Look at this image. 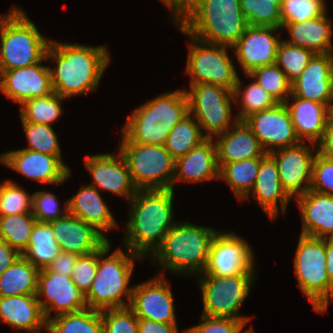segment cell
Instances as JSON below:
<instances>
[{"label":"cell","instance_id":"obj_17","mask_svg":"<svg viewBox=\"0 0 333 333\" xmlns=\"http://www.w3.org/2000/svg\"><path fill=\"white\" fill-rule=\"evenodd\" d=\"M62 157L23 148L1 154L0 163L44 185H59L71 176V170Z\"/></svg>","mask_w":333,"mask_h":333},{"label":"cell","instance_id":"obj_27","mask_svg":"<svg viewBox=\"0 0 333 333\" xmlns=\"http://www.w3.org/2000/svg\"><path fill=\"white\" fill-rule=\"evenodd\" d=\"M232 128L218 135L215 141L219 169L226 163L265 157L268 154L244 121L238 120Z\"/></svg>","mask_w":333,"mask_h":333},{"label":"cell","instance_id":"obj_40","mask_svg":"<svg viewBox=\"0 0 333 333\" xmlns=\"http://www.w3.org/2000/svg\"><path fill=\"white\" fill-rule=\"evenodd\" d=\"M263 87L277 103H285L291 95V83L276 64L261 66L245 74Z\"/></svg>","mask_w":333,"mask_h":333},{"label":"cell","instance_id":"obj_50","mask_svg":"<svg viewBox=\"0 0 333 333\" xmlns=\"http://www.w3.org/2000/svg\"><path fill=\"white\" fill-rule=\"evenodd\" d=\"M310 190L333 196V161L317 153L313 162Z\"/></svg>","mask_w":333,"mask_h":333},{"label":"cell","instance_id":"obj_23","mask_svg":"<svg viewBox=\"0 0 333 333\" xmlns=\"http://www.w3.org/2000/svg\"><path fill=\"white\" fill-rule=\"evenodd\" d=\"M41 63L4 71L0 91L19 105L31 98L52 94L54 90L49 66Z\"/></svg>","mask_w":333,"mask_h":333},{"label":"cell","instance_id":"obj_5","mask_svg":"<svg viewBox=\"0 0 333 333\" xmlns=\"http://www.w3.org/2000/svg\"><path fill=\"white\" fill-rule=\"evenodd\" d=\"M218 231L190 222L176 223L150 259L173 274H202L208 262L211 242Z\"/></svg>","mask_w":333,"mask_h":333},{"label":"cell","instance_id":"obj_28","mask_svg":"<svg viewBox=\"0 0 333 333\" xmlns=\"http://www.w3.org/2000/svg\"><path fill=\"white\" fill-rule=\"evenodd\" d=\"M295 200L301 213V234L333 238V196L308 190Z\"/></svg>","mask_w":333,"mask_h":333},{"label":"cell","instance_id":"obj_10","mask_svg":"<svg viewBox=\"0 0 333 333\" xmlns=\"http://www.w3.org/2000/svg\"><path fill=\"white\" fill-rule=\"evenodd\" d=\"M179 30L191 39L188 50L186 73L191 76L190 84H213L232 92L238 80V73L232 64L225 45L203 42L187 33L175 22Z\"/></svg>","mask_w":333,"mask_h":333},{"label":"cell","instance_id":"obj_14","mask_svg":"<svg viewBox=\"0 0 333 333\" xmlns=\"http://www.w3.org/2000/svg\"><path fill=\"white\" fill-rule=\"evenodd\" d=\"M35 295L46 320L52 318L53 310L56 312L54 316H58L88 308L85 295L73 283L71 277L51 271L48 267L39 270ZM43 297L44 300L41 299Z\"/></svg>","mask_w":333,"mask_h":333},{"label":"cell","instance_id":"obj_49","mask_svg":"<svg viewBox=\"0 0 333 333\" xmlns=\"http://www.w3.org/2000/svg\"><path fill=\"white\" fill-rule=\"evenodd\" d=\"M97 264L98 250L88 255L78 256L76 260L71 279L84 295H86L91 288L96 275Z\"/></svg>","mask_w":333,"mask_h":333},{"label":"cell","instance_id":"obj_44","mask_svg":"<svg viewBox=\"0 0 333 333\" xmlns=\"http://www.w3.org/2000/svg\"><path fill=\"white\" fill-rule=\"evenodd\" d=\"M29 147L25 149L48 155H62L58 138L50 125L22 122Z\"/></svg>","mask_w":333,"mask_h":333},{"label":"cell","instance_id":"obj_6","mask_svg":"<svg viewBox=\"0 0 333 333\" xmlns=\"http://www.w3.org/2000/svg\"><path fill=\"white\" fill-rule=\"evenodd\" d=\"M110 249L108 240L98 250L96 275L89 292L85 295L86 305L90 309L103 310L130 306L133 286L129 287V281L134 262L144 260L127 248L126 253L119 247L109 255ZM123 296L128 299L127 303Z\"/></svg>","mask_w":333,"mask_h":333},{"label":"cell","instance_id":"obj_19","mask_svg":"<svg viewBox=\"0 0 333 333\" xmlns=\"http://www.w3.org/2000/svg\"><path fill=\"white\" fill-rule=\"evenodd\" d=\"M281 28L248 25L240 39L231 47L245 74L255 68L275 64L281 39L276 33Z\"/></svg>","mask_w":333,"mask_h":333},{"label":"cell","instance_id":"obj_21","mask_svg":"<svg viewBox=\"0 0 333 333\" xmlns=\"http://www.w3.org/2000/svg\"><path fill=\"white\" fill-rule=\"evenodd\" d=\"M291 95L333 105V53L314 54L298 79L291 83Z\"/></svg>","mask_w":333,"mask_h":333},{"label":"cell","instance_id":"obj_3","mask_svg":"<svg viewBox=\"0 0 333 333\" xmlns=\"http://www.w3.org/2000/svg\"><path fill=\"white\" fill-rule=\"evenodd\" d=\"M175 22L187 35L228 47H232L248 27L240 0H188L185 12Z\"/></svg>","mask_w":333,"mask_h":333},{"label":"cell","instance_id":"obj_54","mask_svg":"<svg viewBox=\"0 0 333 333\" xmlns=\"http://www.w3.org/2000/svg\"><path fill=\"white\" fill-rule=\"evenodd\" d=\"M21 254L7 242L0 240V275L11 266Z\"/></svg>","mask_w":333,"mask_h":333},{"label":"cell","instance_id":"obj_42","mask_svg":"<svg viewBox=\"0 0 333 333\" xmlns=\"http://www.w3.org/2000/svg\"><path fill=\"white\" fill-rule=\"evenodd\" d=\"M248 25L282 28L281 7L270 0H240Z\"/></svg>","mask_w":333,"mask_h":333},{"label":"cell","instance_id":"obj_55","mask_svg":"<svg viewBox=\"0 0 333 333\" xmlns=\"http://www.w3.org/2000/svg\"><path fill=\"white\" fill-rule=\"evenodd\" d=\"M163 5L170 8L172 16H174L173 23L185 12L188 0H160Z\"/></svg>","mask_w":333,"mask_h":333},{"label":"cell","instance_id":"obj_46","mask_svg":"<svg viewBox=\"0 0 333 333\" xmlns=\"http://www.w3.org/2000/svg\"><path fill=\"white\" fill-rule=\"evenodd\" d=\"M103 333H139L138 318L130 307L101 310Z\"/></svg>","mask_w":333,"mask_h":333},{"label":"cell","instance_id":"obj_22","mask_svg":"<svg viewBox=\"0 0 333 333\" xmlns=\"http://www.w3.org/2000/svg\"><path fill=\"white\" fill-rule=\"evenodd\" d=\"M48 223L52 227L60 251L78 256L88 255L99 250L109 240L93 225L69 213Z\"/></svg>","mask_w":333,"mask_h":333},{"label":"cell","instance_id":"obj_35","mask_svg":"<svg viewBox=\"0 0 333 333\" xmlns=\"http://www.w3.org/2000/svg\"><path fill=\"white\" fill-rule=\"evenodd\" d=\"M48 333H103L101 310L84 309L79 312L53 316L47 320Z\"/></svg>","mask_w":333,"mask_h":333},{"label":"cell","instance_id":"obj_26","mask_svg":"<svg viewBox=\"0 0 333 333\" xmlns=\"http://www.w3.org/2000/svg\"><path fill=\"white\" fill-rule=\"evenodd\" d=\"M285 104L289 111L297 137L301 142L309 140L311 148L317 146L330 118V107L315 101L304 100L293 95ZM314 146V147H313Z\"/></svg>","mask_w":333,"mask_h":333},{"label":"cell","instance_id":"obj_51","mask_svg":"<svg viewBox=\"0 0 333 333\" xmlns=\"http://www.w3.org/2000/svg\"><path fill=\"white\" fill-rule=\"evenodd\" d=\"M77 258L76 254L60 251L48 268L56 273L71 277Z\"/></svg>","mask_w":333,"mask_h":333},{"label":"cell","instance_id":"obj_59","mask_svg":"<svg viewBox=\"0 0 333 333\" xmlns=\"http://www.w3.org/2000/svg\"><path fill=\"white\" fill-rule=\"evenodd\" d=\"M330 119L333 121V105L330 107Z\"/></svg>","mask_w":333,"mask_h":333},{"label":"cell","instance_id":"obj_13","mask_svg":"<svg viewBox=\"0 0 333 333\" xmlns=\"http://www.w3.org/2000/svg\"><path fill=\"white\" fill-rule=\"evenodd\" d=\"M252 247L234 232L218 231L214 236L202 276L257 274Z\"/></svg>","mask_w":333,"mask_h":333},{"label":"cell","instance_id":"obj_24","mask_svg":"<svg viewBox=\"0 0 333 333\" xmlns=\"http://www.w3.org/2000/svg\"><path fill=\"white\" fill-rule=\"evenodd\" d=\"M219 179L216 145L213 139L206 138L187 154L175 159L172 189L176 181L204 182Z\"/></svg>","mask_w":333,"mask_h":333},{"label":"cell","instance_id":"obj_38","mask_svg":"<svg viewBox=\"0 0 333 333\" xmlns=\"http://www.w3.org/2000/svg\"><path fill=\"white\" fill-rule=\"evenodd\" d=\"M242 88V82L238 77L233 95L235 100L234 103H242V105H240V111L235 114L240 121H244L247 117L256 112L270 109L278 104L254 79L253 82H250V84L244 87L243 90ZM238 100L240 101L238 102Z\"/></svg>","mask_w":333,"mask_h":333},{"label":"cell","instance_id":"obj_9","mask_svg":"<svg viewBox=\"0 0 333 333\" xmlns=\"http://www.w3.org/2000/svg\"><path fill=\"white\" fill-rule=\"evenodd\" d=\"M119 152L137 189H172L175 159L164 145L130 142L121 134Z\"/></svg>","mask_w":333,"mask_h":333},{"label":"cell","instance_id":"obj_39","mask_svg":"<svg viewBox=\"0 0 333 333\" xmlns=\"http://www.w3.org/2000/svg\"><path fill=\"white\" fill-rule=\"evenodd\" d=\"M36 222L32 212L0 216V240L7 242L22 254L28 247L30 235Z\"/></svg>","mask_w":333,"mask_h":333},{"label":"cell","instance_id":"obj_41","mask_svg":"<svg viewBox=\"0 0 333 333\" xmlns=\"http://www.w3.org/2000/svg\"><path fill=\"white\" fill-rule=\"evenodd\" d=\"M313 55L311 50L289 44L282 39L277 49L275 64L283 70L292 83L302 74Z\"/></svg>","mask_w":333,"mask_h":333},{"label":"cell","instance_id":"obj_47","mask_svg":"<svg viewBox=\"0 0 333 333\" xmlns=\"http://www.w3.org/2000/svg\"><path fill=\"white\" fill-rule=\"evenodd\" d=\"M32 213L37 222H50L65 216L68 213V201L65 202L64 211L59 208V201L50 192L37 191L32 194ZM65 212V213H64Z\"/></svg>","mask_w":333,"mask_h":333},{"label":"cell","instance_id":"obj_30","mask_svg":"<svg viewBox=\"0 0 333 333\" xmlns=\"http://www.w3.org/2000/svg\"><path fill=\"white\" fill-rule=\"evenodd\" d=\"M326 14L303 22H286L281 29H287L290 40L285 42L311 50L314 54L333 53L332 23Z\"/></svg>","mask_w":333,"mask_h":333},{"label":"cell","instance_id":"obj_4","mask_svg":"<svg viewBox=\"0 0 333 333\" xmlns=\"http://www.w3.org/2000/svg\"><path fill=\"white\" fill-rule=\"evenodd\" d=\"M188 114L185 90L169 91L134 109L121 132L133 143L164 145L170 131Z\"/></svg>","mask_w":333,"mask_h":333},{"label":"cell","instance_id":"obj_48","mask_svg":"<svg viewBox=\"0 0 333 333\" xmlns=\"http://www.w3.org/2000/svg\"><path fill=\"white\" fill-rule=\"evenodd\" d=\"M200 323L183 330L184 333H244L248 321L233 318L201 316Z\"/></svg>","mask_w":333,"mask_h":333},{"label":"cell","instance_id":"obj_16","mask_svg":"<svg viewBox=\"0 0 333 333\" xmlns=\"http://www.w3.org/2000/svg\"><path fill=\"white\" fill-rule=\"evenodd\" d=\"M244 122L250 127L266 153L299 144L289 111L285 103L256 112Z\"/></svg>","mask_w":333,"mask_h":333},{"label":"cell","instance_id":"obj_36","mask_svg":"<svg viewBox=\"0 0 333 333\" xmlns=\"http://www.w3.org/2000/svg\"><path fill=\"white\" fill-rule=\"evenodd\" d=\"M205 139L198 122L189 113L170 131L164 146L171 156L177 159L187 154Z\"/></svg>","mask_w":333,"mask_h":333},{"label":"cell","instance_id":"obj_2","mask_svg":"<svg viewBox=\"0 0 333 333\" xmlns=\"http://www.w3.org/2000/svg\"><path fill=\"white\" fill-rule=\"evenodd\" d=\"M46 59L56 63L53 69L49 66L54 92L68 99L98 88L110 62V55L106 46L68 44L51 40Z\"/></svg>","mask_w":333,"mask_h":333},{"label":"cell","instance_id":"obj_58","mask_svg":"<svg viewBox=\"0 0 333 333\" xmlns=\"http://www.w3.org/2000/svg\"><path fill=\"white\" fill-rule=\"evenodd\" d=\"M272 3L279 5L281 7L283 0H270Z\"/></svg>","mask_w":333,"mask_h":333},{"label":"cell","instance_id":"obj_43","mask_svg":"<svg viewBox=\"0 0 333 333\" xmlns=\"http://www.w3.org/2000/svg\"><path fill=\"white\" fill-rule=\"evenodd\" d=\"M33 196L13 180H4L0 185V216L32 212Z\"/></svg>","mask_w":333,"mask_h":333},{"label":"cell","instance_id":"obj_7","mask_svg":"<svg viewBox=\"0 0 333 333\" xmlns=\"http://www.w3.org/2000/svg\"><path fill=\"white\" fill-rule=\"evenodd\" d=\"M0 18V58L3 71L47 61L51 40L38 31L22 8L14 7Z\"/></svg>","mask_w":333,"mask_h":333},{"label":"cell","instance_id":"obj_52","mask_svg":"<svg viewBox=\"0 0 333 333\" xmlns=\"http://www.w3.org/2000/svg\"><path fill=\"white\" fill-rule=\"evenodd\" d=\"M139 333H179L177 324H165L138 318Z\"/></svg>","mask_w":333,"mask_h":333},{"label":"cell","instance_id":"obj_8","mask_svg":"<svg viewBox=\"0 0 333 333\" xmlns=\"http://www.w3.org/2000/svg\"><path fill=\"white\" fill-rule=\"evenodd\" d=\"M299 289L318 313L327 312L333 286L326 270L325 239L300 234L294 257Z\"/></svg>","mask_w":333,"mask_h":333},{"label":"cell","instance_id":"obj_25","mask_svg":"<svg viewBox=\"0 0 333 333\" xmlns=\"http://www.w3.org/2000/svg\"><path fill=\"white\" fill-rule=\"evenodd\" d=\"M249 196L261 205L271 220L275 219L279 212L285 215L291 198L283 190L277 165L269 154L261 160L251 194H248L243 200L248 199Z\"/></svg>","mask_w":333,"mask_h":333},{"label":"cell","instance_id":"obj_12","mask_svg":"<svg viewBox=\"0 0 333 333\" xmlns=\"http://www.w3.org/2000/svg\"><path fill=\"white\" fill-rule=\"evenodd\" d=\"M255 275L202 277L200 274L198 286L202 293L203 302L201 315L250 321L251 317L242 316L239 311L249 295L250 287L255 281Z\"/></svg>","mask_w":333,"mask_h":333},{"label":"cell","instance_id":"obj_37","mask_svg":"<svg viewBox=\"0 0 333 333\" xmlns=\"http://www.w3.org/2000/svg\"><path fill=\"white\" fill-rule=\"evenodd\" d=\"M65 98L53 92L45 97L31 98L20 105L21 122L52 125L63 115Z\"/></svg>","mask_w":333,"mask_h":333},{"label":"cell","instance_id":"obj_11","mask_svg":"<svg viewBox=\"0 0 333 333\" xmlns=\"http://www.w3.org/2000/svg\"><path fill=\"white\" fill-rule=\"evenodd\" d=\"M189 86V91L185 89L189 113L194 114L205 138L214 139L224 134L238 121L236 116L233 117V122L231 121V104L235 102L231 90L206 83Z\"/></svg>","mask_w":333,"mask_h":333},{"label":"cell","instance_id":"obj_20","mask_svg":"<svg viewBox=\"0 0 333 333\" xmlns=\"http://www.w3.org/2000/svg\"><path fill=\"white\" fill-rule=\"evenodd\" d=\"M88 172L92 175L91 186L98 190L110 191L112 194L128 198L136 194L125 159L118 150V155L113 153L95 154L84 159Z\"/></svg>","mask_w":333,"mask_h":333},{"label":"cell","instance_id":"obj_1","mask_svg":"<svg viewBox=\"0 0 333 333\" xmlns=\"http://www.w3.org/2000/svg\"><path fill=\"white\" fill-rule=\"evenodd\" d=\"M173 189H138L129 201L124 246L143 260L160 248L173 222Z\"/></svg>","mask_w":333,"mask_h":333},{"label":"cell","instance_id":"obj_15","mask_svg":"<svg viewBox=\"0 0 333 333\" xmlns=\"http://www.w3.org/2000/svg\"><path fill=\"white\" fill-rule=\"evenodd\" d=\"M317 153V149L313 152L305 142L268 153L277 165L281 186L291 199L310 190Z\"/></svg>","mask_w":333,"mask_h":333},{"label":"cell","instance_id":"obj_32","mask_svg":"<svg viewBox=\"0 0 333 333\" xmlns=\"http://www.w3.org/2000/svg\"><path fill=\"white\" fill-rule=\"evenodd\" d=\"M39 269L20 255L0 275V297L36 294Z\"/></svg>","mask_w":333,"mask_h":333},{"label":"cell","instance_id":"obj_45","mask_svg":"<svg viewBox=\"0 0 333 333\" xmlns=\"http://www.w3.org/2000/svg\"><path fill=\"white\" fill-rule=\"evenodd\" d=\"M324 0H283L281 5L282 25L286 22H303L320 17L327 11Z\"/></svg>","mask_w":333,"mask_h":333},{"label":"cell","instance_id":"obj_31","mask_svg":"<svg viewBox=\"0 0 333 333\" xmlns=\"http://www.w3.org/2000/svg\"><path fill=\"white\" fill-rule=\"evenodd\" d=\"M68 213L93 225L102 234L118 227L99 190L87 184L81 186L76 195L69 198Z\"/></svg>","mask_w":333,"mask_h":333},{"label":"cell","instance_id":"obj_60","mask_svg":"<svg viewBox=\"0 0 333 333\" xmlns=\"http://www.w3.org/2000/svg\"><path fill=\"white\" fill-rule=\"evenodd\" d=\"M244 333H255L252 327H250L248 330H246Z\"/></svg>","mask_w":333,"mask_h":333},{"label":"cell","instance_id":"obj_34","mask_svg":"<svg viewBox=\"0 0 333 333\" xmlns=\"http://www.w3.org/2000/svg\"><path fill=\"white\" fill-rule=\"evenodd\" d=\"M263 158L256 157L226 163L219 169V180H224L233 191L234 196L238 200H243L253 188Z\"/></svg>","mask_w":333,"mask_h":333},{"label":"cell","instance_id":"obj_29","mask_svg":"<svg viewBox=\"0 0 333 333\" xmlns=\"http://www.w3.org/2000/svg\"><path fill=\"white\" fill-rule=\"evenodd\" d=\"M0 319L15 330L40 333L47 320L35 294L0 297Z\"/></svg>","mask_w":333,"mask_h":333},{"label":"cell","instance_id":"obj_53","mask_svg":"<svg viewBox=\"0 0 333 333\" xmlns=\"http://www.w3.org/2000/svg\"><path fill=\"white\" fill-rule=\"evenodd\" d=\"M315 148L324 158L333 161V121L330 118L324 129L323 137Z\"/></svg>","mask_w":333,"mask_h":333},{"label":"cell","instance_id":"obj_57","mask_svg":"<svg viewBox=\"0 0 333 333\" xmlns=\"http://www.w3.org/2000/svg\"><path fill=\"white\" fill-rule=\"evenodd\" d=\"M3 68H2V64H1V58H0V89H1V85H2V81H3Z\"/></svg>","mask_w":333,"mask_h":333},{"label":"cell","instance_id":"obj_56","mask_svg":"<svg viewBox=\"0 0 333 333\" xmlns=\"http://www.w3.org/2000/svg\"><path fill=\"white\" fill-rule=\"evenodd\" d=\"M326 249V270L330 279V284L333 286V238H325Z\"/></svg>","mask_w":333,"mask_h":333},{"label":"cell","instance_id":"obj_18","mask_svg":"<svg viewBox=\"0 0 333 333\" xmlns=\"http://www.w3.org/2000/svg\"><path fill=\"white\" fill-rule=\"evenodd\" d=\"M160 276L133 286L130 308L137 318L177 324L169 281Z\"/></svg>","mask_w":333,"mask_h":333},{"label":"cell","instance_id":"obj_33","mask_svg":"<svg viewBox=\"0 0 333 333\" xmlns=\"http://www.w3.org/2000/svg\"><path fill=\"white\" fill-rule=\"evenodd\" d=\"M59 253V244L55 239L51 225L48 222H36L30 235L28 247L21 255L41 270L47 268Z\"/></svg>","mask_w":333,"mask_h":333}]
</instances>
